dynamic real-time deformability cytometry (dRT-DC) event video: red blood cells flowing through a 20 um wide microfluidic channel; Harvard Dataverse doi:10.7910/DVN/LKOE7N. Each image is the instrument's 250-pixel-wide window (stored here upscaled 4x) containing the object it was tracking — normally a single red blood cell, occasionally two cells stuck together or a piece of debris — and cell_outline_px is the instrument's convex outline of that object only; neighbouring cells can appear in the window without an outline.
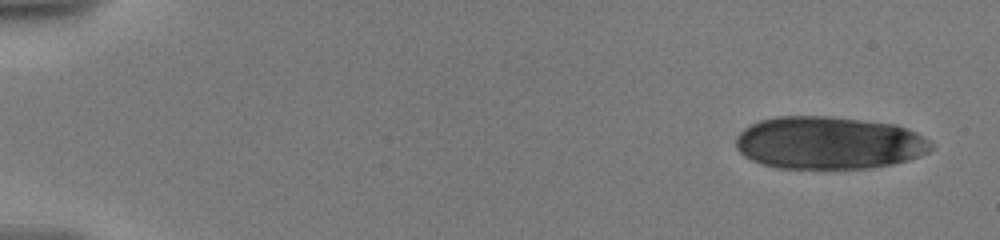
{"species": "human", "species_latin": "Homo sapiens", "temperature_condition": "warm", "stored_images_in_passage": 17, "camera_frame_rate_fps": 3000, "um_per_image_px": 0.085, "donor": {"sex": "male"}, "frame": {"image": 1, "passage_image": 1, "time_ms": 0.0, "image_size_px": [1000, 240], "cell_outline_px": [[932, 148], [928, 152], [920, 156], [908, 160], [892, 164], [868, 168], [776, 168], [752, 160], [744, 156], [736, 148], [736, 136], [744, 128], [760, 120], [776, 116], [832, 116], [896, 124], [908, 128], [932, 140]], "centroid_in_image_um": [70.47, 12.13], "position_along_channel_um": 14.5, "area_um2": 60.29}}
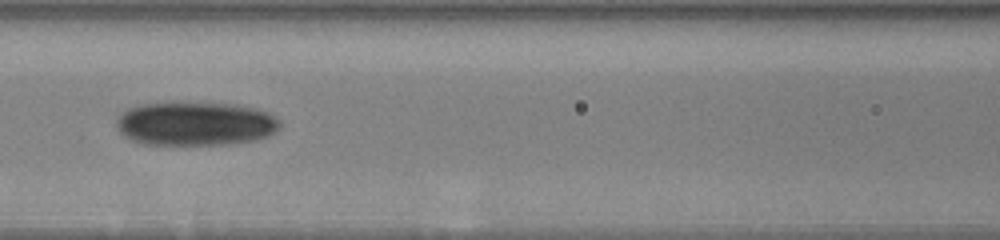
{"frame": {"image": 2, "passage_image": 12, "time_ms": 8.333, "image_size_px": [1000, 240], "cell_outline_px": [[280, 124], [268, 136], [256, 140], [232, 144], [140, 144], [124, 136], [116, 128], [116, 116], [128, 108], [140, 104], [172, 100], [236, 104], [256, 108], [280, 120]], "centroid_in_image_um": [16.52, 10.47], "position_along_channel_um": 150.1, "area_um2": 42.66}}
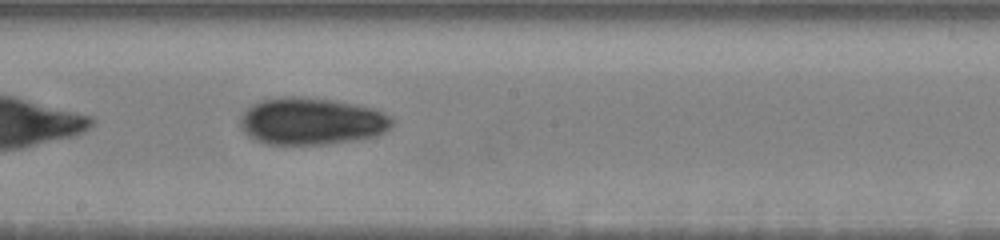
{"frame": {"image": 3, "passage_image": 16, "time_ms": 10.333, "image_size_px": [1000, 240], "cell_outline_px": [[392, 124], [384, 132], [376, 136], [324, 144], [268, 144], [256, 140], [248, 136], [240, 128], [240, 116], [252, 104], [260, 100], [276, 96], [300, 96], [332, 100], [372, 108], [388, 116], [392, 120]], "centroid_in_image_um": [26.39, 10.29], "position_along_channel_um": 221.8, "area_um2": 41.44}}